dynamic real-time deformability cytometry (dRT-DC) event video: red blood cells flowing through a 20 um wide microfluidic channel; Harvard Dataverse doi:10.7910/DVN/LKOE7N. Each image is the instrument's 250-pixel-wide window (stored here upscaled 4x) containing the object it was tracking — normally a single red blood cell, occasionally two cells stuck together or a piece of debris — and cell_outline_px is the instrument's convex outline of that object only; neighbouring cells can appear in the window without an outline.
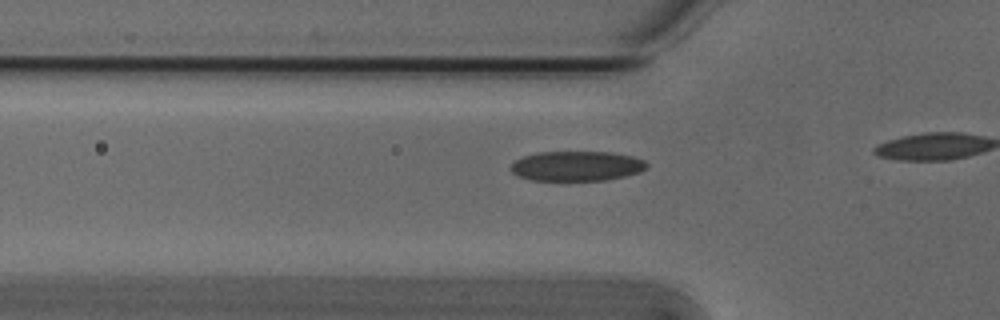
{"species": "Egyptian fruit bat (a non-hibernating species)", "species_latin": "Rousettus aegyptiacus", "temperature_condition": "cold", "stored_images_in_passage": 19, "camera_frame_rate_fps": 3000, "um_per_image_px": 0.085, "animal": {"sex": "male"}, "frame": {"image": 1, "passage_image": 14, "time_ms": 4.333, "image_size_px": [1000, 320], "cell_outline_px": [[648, 168], [640, 172], [624, 176], [604, 180], [532, 180], [516, 176], [512, 172], [512, 164], [516, 160], [524, 156], [536, 152], [612, 152], [632, 156], [644, 160], [648, 164]], "centroid_in_image_um": [49.04, 14.11], "position_along_channel_um": 76.8, "area_um2": 23.64}}